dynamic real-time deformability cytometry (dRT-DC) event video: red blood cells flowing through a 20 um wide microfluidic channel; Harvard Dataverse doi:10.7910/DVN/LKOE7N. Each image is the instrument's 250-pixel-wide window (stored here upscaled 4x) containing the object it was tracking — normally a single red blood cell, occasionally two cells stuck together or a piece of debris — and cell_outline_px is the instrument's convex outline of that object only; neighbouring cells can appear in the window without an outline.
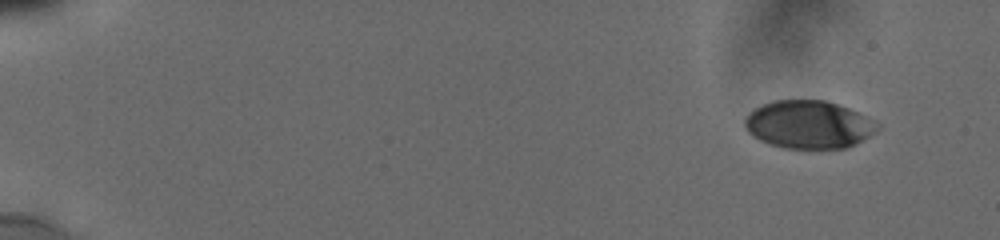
{"species": "human", "species_latin": "Homo sapiens", "temperature_condition": "cold", "stored_images_in_passage": 19, "camera_frame_rate_fps": 3000, "um_per_image_px": 0.085, "donor": {"sex": "male"}, "frame": {"image": 1, "passage_image": 1, "time_ms": 0.0, "image_size_px": [1000, 240], "cell_outline_px": [[880, 128], [876, 132], [856, 144], [848, 148], [784, 148], [760, 140], [752, 136], [748, 132], [744, 124], [744, 120], [756, 108], [772, 100], [824, 100], [848, 108], [876, 120], [880, 124]], "centroid_in_image_um": [68.78, 10.59], "position_along_channel_um": 16.2, "area_um2": 36.99}}
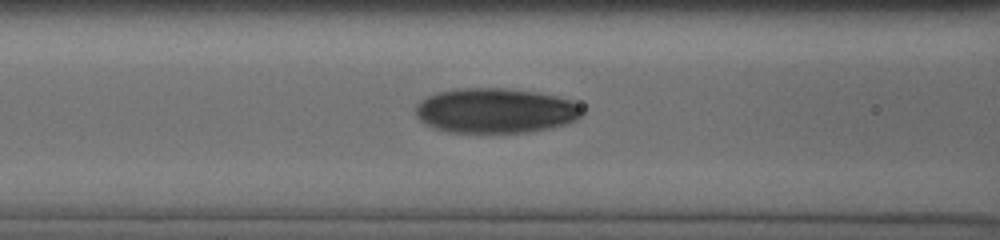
{"frame": {"image": 2, "passage_image": 17, "time_ms": 7.0, "image_size_px": [1000, 240], "cell_outline_px": [[584, 112], [576, 120], [568, 124], [552, 128], [528, 132], [448, 132], [432, 128], [420, 120], [416, 116], [416, 104], [420, 100], [428, 96], [440, 92], [460, 88], [504, 88], [536, 92], [556, 96], [568, 100], [576, 104]], "centroid_in_image_um": [42.1, 9.41], "position_along_channel_um": 124.5, "area_um2": 43.58}}
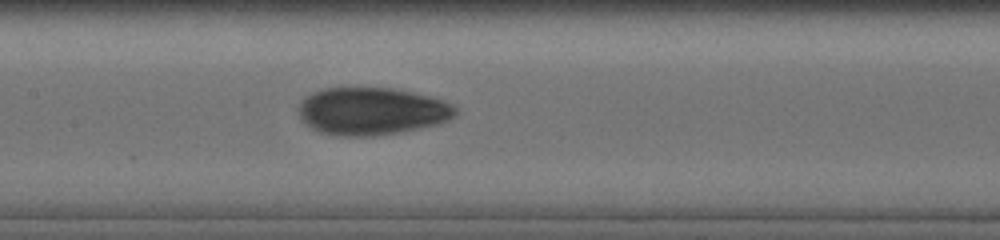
{"frame": {"image": 3, "passage_image": 19, "time_ms": 8.333, "image_size_px": [1000, 240], "cell_outline_px": [[456, 112], [448, 120], [440, 124], [400, 132], [372, 136], [340, 136], [320, 132], [312, 128], [300, 120], [300, 100], [304, 96], [312, 92], [324, 88], [392, 88], [412, 92], [444, 100], [452, 104], [456, 108]], "centroid_in_image_um": [31.58, 9.45], "position_along_channel_um": 175.8, "area_um2": 43.47}}